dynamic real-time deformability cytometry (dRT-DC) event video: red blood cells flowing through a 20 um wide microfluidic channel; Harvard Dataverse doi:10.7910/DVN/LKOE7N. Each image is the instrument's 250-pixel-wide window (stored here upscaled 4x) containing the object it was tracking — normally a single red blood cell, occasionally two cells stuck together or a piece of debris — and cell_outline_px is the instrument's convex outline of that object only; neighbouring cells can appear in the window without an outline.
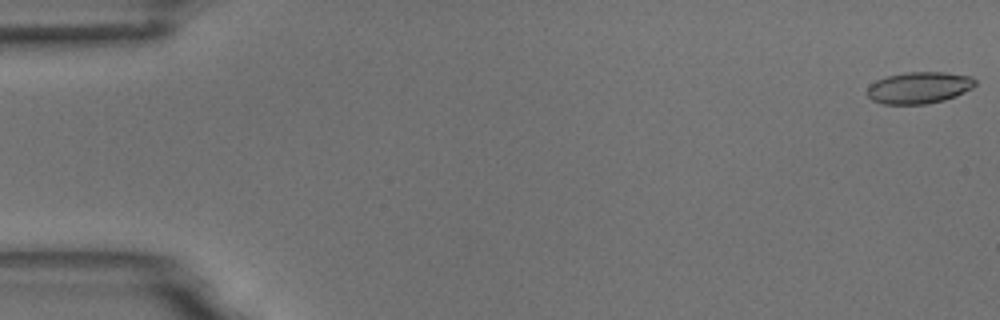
{"species": "common noctule bat (a hibernating species)", "species_latin": "Nyctalus noctula", "temperature_condition": "room temperature", "stored_images_in_passage": 55, "camera_frame_rate_fps": 3000, "um_per_image_px": 0.085, "animal": {"sex": "male", "body_mass_g": 18.8}, "frame": {"image": 1, "passage_image": 1, "time_ms": 0.0, "image_size_px": [1000, 320], "cell_outline_px": [[976, 84], [972, 88], [956, 96], [944, 100], [924, 104], [884, 104], [872, 100], [868, 96], [868, 88], [876, 80], [888, 76], [908, 72], [944, 72], [972, 76], [976, 80]], "centroid_in_image_um": [78.15, 7.45], "position_along_channel_um": 6.8, "area_um2": 19.83}}
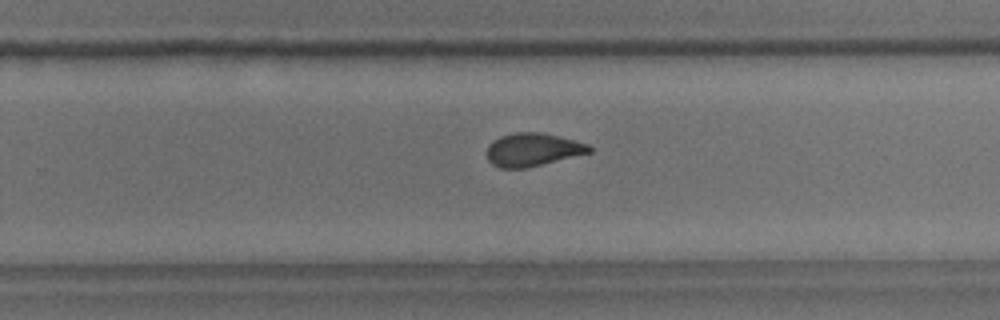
{"frame": {"image": 2, "passage_image": 35, "time_ms": 11.333, "image_size_px": [1000, 320], "cell_outline_px": [[592, 152], [528, 168], [500, 168], [492, 164], [488, 160], [488, 144], [492, 140], [500, 136], [516, 132], [544, 132], [588, 144], [592, 148]], "centroid_in_image_um": [45.28, 12.72], "position_along_channel_um": 284.5, "area_um2": 19.88}}
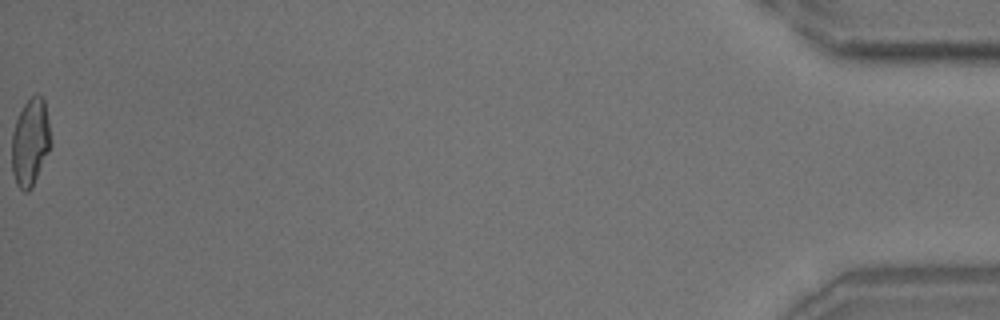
{"frame": {"image": 3, "passage_image": 55, "time_ms": 18.0, "image_size_px": [1000, 320], "cell_outline_px": [[52, 144], [32, 188], [28, 192], [24, 192], [16, 184], [12, 172], [12, 132], [16, 120], [24, 104], [36, 92], [44, 100], [52, 140]], "centroid_in_image_um": [2.58, 12.11], "position_along_channel_um": 432.6, "area_um2": 19.94}, "authors_computed_cell_mechanics": {"area_um2": 20.1722, "velocity_mm_per_s": 3.7257, "shape_relaxation_time_tau1_ms": 9.8198, "shape_relaxation_time_tau2_ms": 1.6936, "deformation_change_tau1": 0.2266, "deformation_change_tau2": 0.0819}}